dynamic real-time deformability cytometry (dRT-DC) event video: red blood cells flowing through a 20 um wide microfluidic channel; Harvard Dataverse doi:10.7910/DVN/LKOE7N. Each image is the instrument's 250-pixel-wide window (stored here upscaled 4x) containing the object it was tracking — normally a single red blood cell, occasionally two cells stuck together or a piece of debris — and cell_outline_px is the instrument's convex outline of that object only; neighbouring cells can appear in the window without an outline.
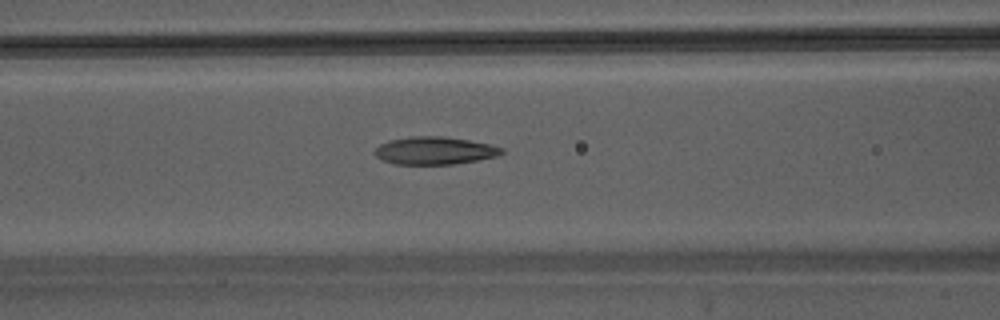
{"species": "Egyptian fruit bat (a non-hibernating species)", "species_latin": "Rousettus aegyptiacus", "temperature_condition": "warm", "stored_images_in_passage": 31, "camera_frame_rate_fps": 3000, "um_per_image_px": 0.085, "animal": {"sex": "male"}, "frame": {"image": 1, "passage_image": 5, "time_ms": 1.333, "image_size_px": [1000, 320], "cell_outline_px": [[504, 152], [496, 156], [476, 160], [452, 164], [396, 164], [384, 160], [376, 156], [376, 148], [380, 144], [388, 140], [412, 136], [444, 136], [468, 140], [488, 144], [504, 148]], "centroid_in_image_um": [36.94, 12.79], "position_along_channel_um": 129.7, "area_um2": 20.23}}
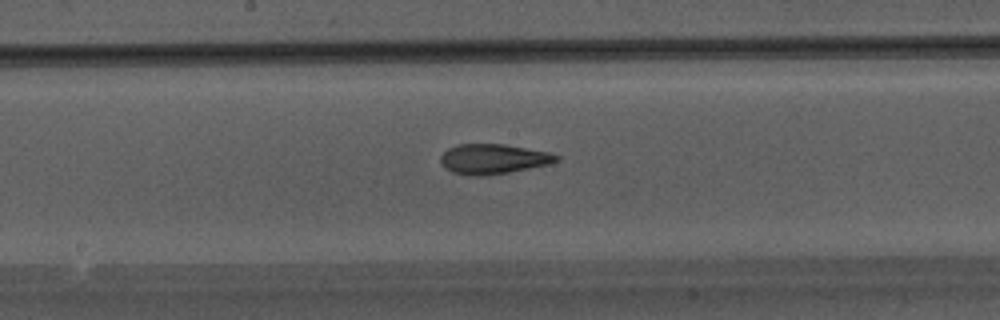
{"frame": {"image": 2, "passage_image": 10, "time_ms": 3.0, "image_size_px": [1000, 320], "cell_outline_px": [[560, 160], [548, 164], [508, 172], [484, 176], [468, 176], [452, 172], [444, 168], [440, 160], [440, 156], [448, 148], [456, 144], [504, 144], [548, 152], [560, 156]], "centroid_in_image_um": [41.88, 13.51], "position_along_channel_um": 206.3, "area_um2": 20.23}}
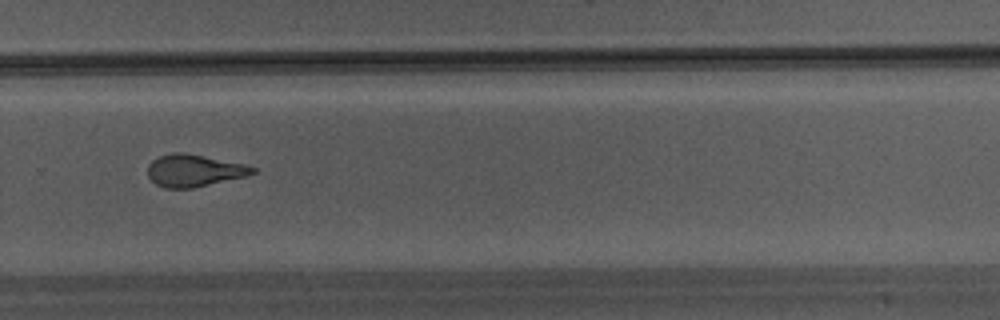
{"frame": {"image": 3, "passage_image": 17, "time_ms": 5.333, "image_size_px": [1000, 320], "cell_outline_px": [[256, 172], [244, 176], [192, 188], [164, 188], [156, 184], [148, 176], [148, 164], [152, 160], [160, 156], [172, 152], [184, 152], [244, 164], [256, 168]], "centroid_in_image_um": [16.45, 14.49], "position_along_channel_um": 313.3, "area_um2": 19.42}}